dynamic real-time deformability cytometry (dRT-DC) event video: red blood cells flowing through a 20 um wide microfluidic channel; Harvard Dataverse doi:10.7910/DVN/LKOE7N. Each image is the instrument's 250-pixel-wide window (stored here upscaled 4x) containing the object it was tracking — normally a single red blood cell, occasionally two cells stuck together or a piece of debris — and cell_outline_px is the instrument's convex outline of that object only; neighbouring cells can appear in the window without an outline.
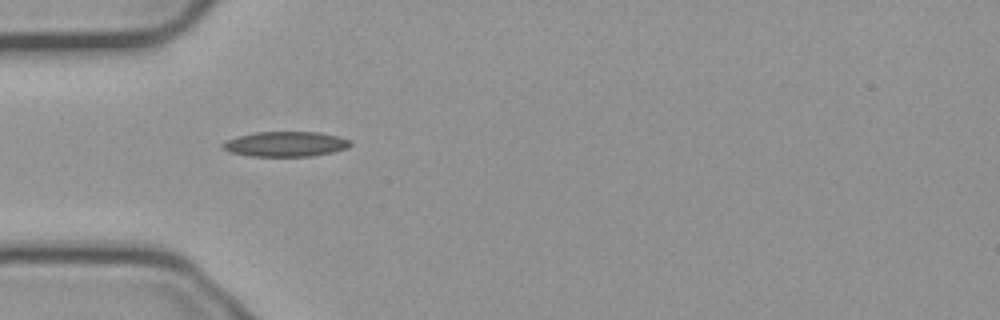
{"species": "common noctule bat (a hibernating species)", "species_latin": "Nyctalus noctula", "temperature_condition": "cold", "stored_images_in_passage": 36, "camera_frame_rate_fps": 3000, "um_per_image_px": 0.085, "animal": {"sex": "male", "body_mass_g": 23.1, "forearm_length_mm": 52.7}, "frame": {"image": 1, "passage_image": 1, "time_ms": 0.0, "image_size_px": [1000, 320], "cell_outline_px": [[352, 144], [348, 148], [332, 152], [312, 156], [252, 156], [228, 152], [220, 148], [220, 144], [236, 136], [256, 132], [320, 132], [340, 136], [352, 140]], "centroid_in_image_um": [24.28, 12.24], "position_along_channel_um": 60.7, "area_um2": 18.9}}
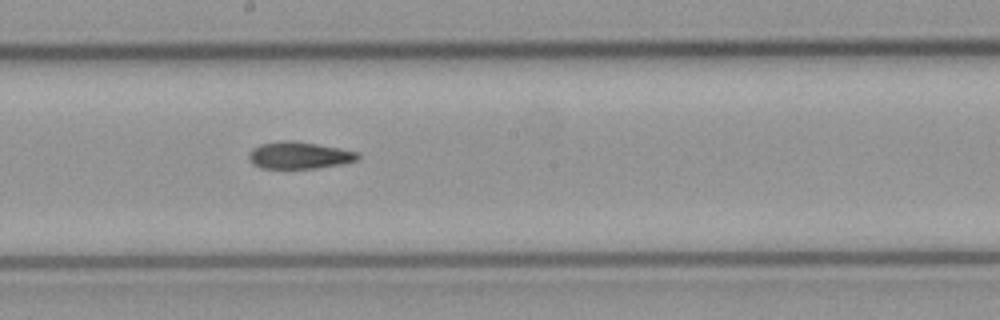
{"frame": {"image": 2, "passage_image": 14, "time_ms": 4.333, "image_size_px": [1000, 320], "cell_outline_px": [[360, 156], [356, 160], [340, 164], [316, 168], [260, 168], [252, 164], [248, 160], [248, 152], [252, 148], [260, 144], [284, 140], [288, 140], [316, 144], [340, 148], [360, 152]], "centroid_in_image_um": [25.39, 13.2], "position_along_channel_um": 222.8, "area_um2": 17.17}}
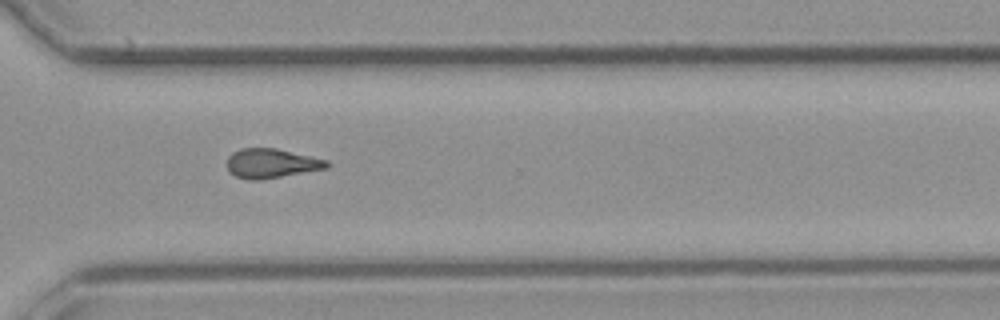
{"frame": {"image": 3, "passage_image": 24, "time_ms": 7.667, "image_size_px": [1000, 320], "cell_outline_px": [[328, 168], [260, 180], [248, 180], [236, 176], [228, 172], [228, 156], [232, 152], [240, 148], [276, 148], [328, 160]], "centroid_in_image_um": [23.04, 13.88], "position_along_channel_um": 347.6, "area_um2": 17.11}, "authors_computed_cell_mechanics": {"area_um2": 17.1666, "velocity_mm_per_s": 3.7545, "shape_relaxation_time_tau1_ms": null, "shape_relaxation_time_tau2_ms": 8.3405, "deformation_change_tau1": null, "deformation_change_tau2": 0.1728}}